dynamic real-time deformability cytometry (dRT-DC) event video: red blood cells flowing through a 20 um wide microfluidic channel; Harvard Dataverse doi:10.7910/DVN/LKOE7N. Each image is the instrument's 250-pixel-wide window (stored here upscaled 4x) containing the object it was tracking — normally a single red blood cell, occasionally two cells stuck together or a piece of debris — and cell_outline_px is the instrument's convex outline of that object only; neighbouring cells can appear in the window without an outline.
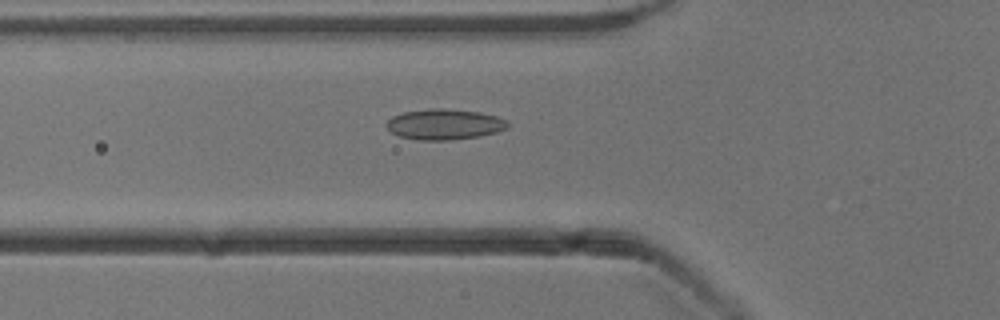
{"species": "common noctule bat (a hibernating species)", "species_latin": "Nyctalus noctula", "temperature_condition": "cold", "stored_images_in_passage": 53, "camera_frame_rate_fps": 3000, "um_per_image_px": 0.085, "animal": {"sex": "male", "body_mass_g": 13.3}, "frame": {"image": 1, "passage_image": 19, "time_ms": 6.0, "image_size_px": [1000, 320], "cell_outline_px": [[508, 128], [496, 132], [480, 136], [448, 140], [420, 140], [400, 136], [392, 132], [388, 128], [388, 120], [392, 116], [404, 112], [432, 108], [440, 108], [480, 112], [496, 116], [508, 120]], "centroid_in_image_um": [37.81, 10.56], "position_along_channel_um": 88.0, "area_um2": 21.44}}
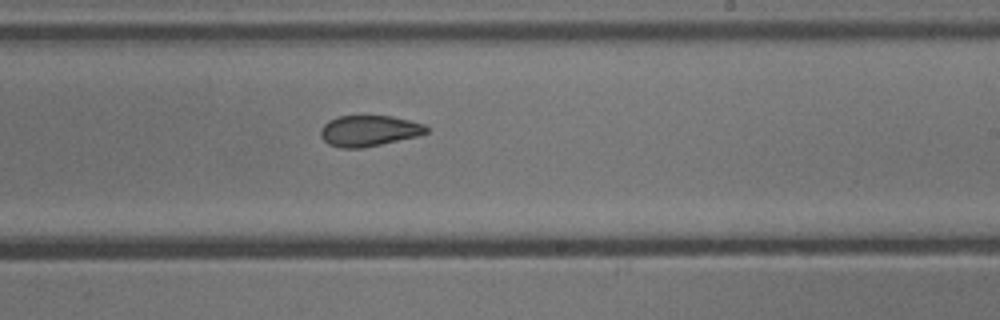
{"frame": {"image": 2, "passage_image": 32, "time_ms": 10.333, "image_size_px": [1000, 320], "cell_outline_px": [[428, 132], [416, 136], [364, 148], [340, 148], [328, 144], [320, 136], [320, 128], [328, 120], [340, 116], [392, 116], [424, 124], [428, 128]], "centroid_in_image_um": [31.32, 11.12], "position_along_channel_um": 257.7, "area_um2": 19.02}}
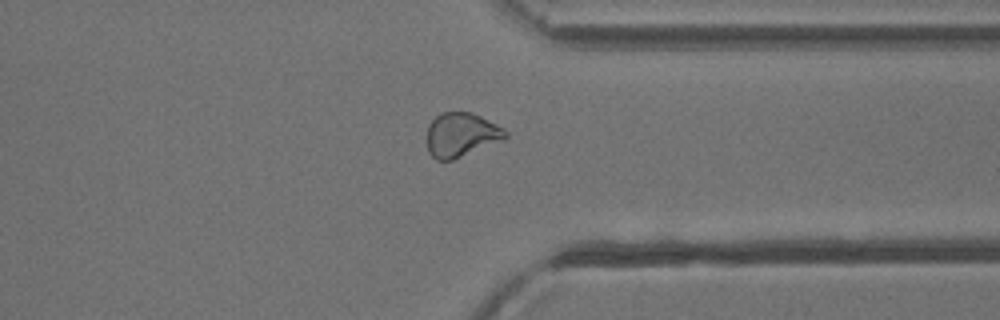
{"frame": {"image": 3, "passage_image": 41, "time_ms": 13.333, "image_size_px": [1000, 320], "cell_outline_px": [[508, 136], [504, 140], [452, 160], [436, 160], [428, 152], [428, 124], [440, 112], [472, 112], [504, 128], [508, 132]], "centroid_in_image_um": [39.22, 11.45], "position_along_channel_um": 372.2, "area_um2": 20.23}, "authors_computed_cell_mechanics": {"area_um2": 21.1548, "velocity_mm_per_s": 3.8989, "shape_relaxation_time_tau1_ms": null, "shape_relaxation_time_tau2_ms": 2.1646, "deformation_change_tau1": null, "deformation_change_tau2": 0.0812}}